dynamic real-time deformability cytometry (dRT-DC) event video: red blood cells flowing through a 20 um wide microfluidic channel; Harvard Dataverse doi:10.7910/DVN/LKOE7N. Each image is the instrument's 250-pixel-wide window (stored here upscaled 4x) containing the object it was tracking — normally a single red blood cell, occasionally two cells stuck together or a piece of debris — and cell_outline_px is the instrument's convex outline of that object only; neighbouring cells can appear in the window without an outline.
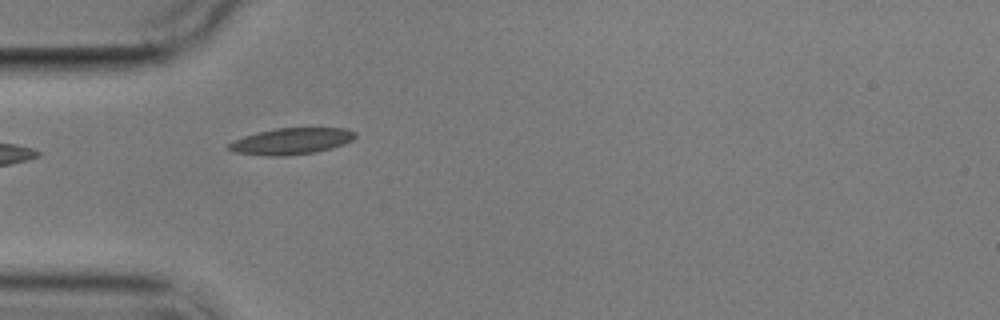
{"species": "common noctule bat (a hibernating species)", "species_latin": "Nyctalus noctula", "temperature_condition": "cold", "stored_images_in_passage": 3, "camera_frame_rate_fps": 3000, "um_per_image_px": 0.085, "animal": {"sex": "male", "body_mass_g": 17.9}, "frame": {"image": 1, "passage_image": 2, "time_ms": 1.333, "image_size_px": [1000, 320], "cell_outline_px": [[356, 136], [352, 140], [344, 144], [332, 148], [316, 152], [284, 156], [268, 156], [232, 152], [224, 148], [224, 144], [232, 140], [244, 136], [276, 128], [344, 128], [356, 132]], "centroid_in_image_um": [24.69, 12.01], "position_along_channel_um": 60.3, "area_um2": 19.71}}
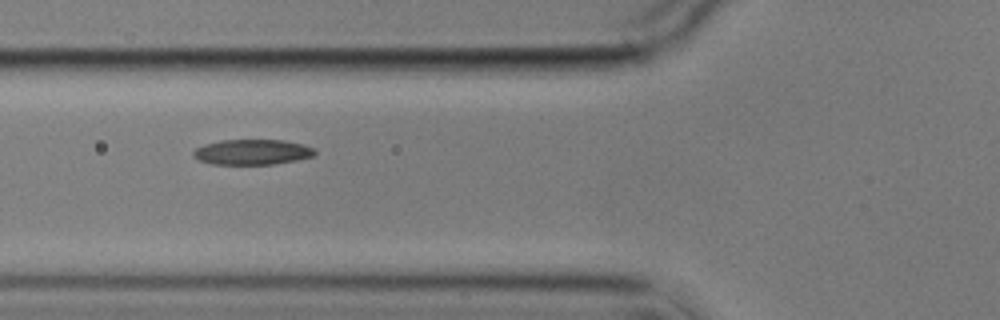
{"frame": {"image": 2, "passage_image": 3, "time_ms": 2.667, "image_size_px": [1000, 320], "cell_outline_px": [[316, 152], [312, 156], [296, 160], [272, 164], [212, 164], [200, 160], [192, 156], [192, 152], [196, 148], [204, 144], [220, 140], [284, 140], [304, 144], [312, 148]], "centroid_in_image_um": [21.41, 12.91], "position_along_channel_um": 104.4, "area_um2": 17.86}}